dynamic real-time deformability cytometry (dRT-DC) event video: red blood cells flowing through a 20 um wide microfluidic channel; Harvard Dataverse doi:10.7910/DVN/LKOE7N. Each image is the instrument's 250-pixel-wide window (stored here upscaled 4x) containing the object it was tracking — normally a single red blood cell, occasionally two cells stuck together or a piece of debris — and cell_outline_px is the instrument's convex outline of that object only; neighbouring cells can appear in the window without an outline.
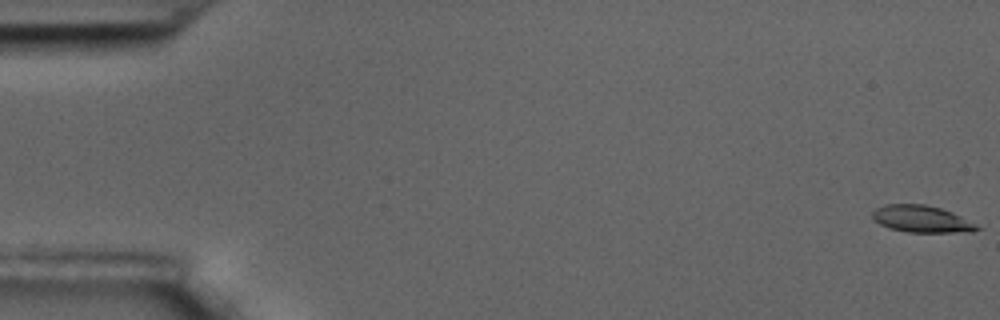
{"species": "common noctule bat (a hibernating species)", "species_latin": "Nyctalus noctula", "temperature_condition": "room temperature", "stored_images_in_passage": 59, "camera_frame_rate_fps": 3000, "um_per_image_px": 0.085, "animal": {"sex": "male", "body_mass_g": 17.5, "forearm_length_mm": 52.3}, "frame": {"image": 1, "passage_image": 1, "time_ms": 0.0, "image_size_px": [1000, 320], "cell_outline_px": [[980, 228], [972, 232], [908, 232], [888, 228], [880, 224], [872, 216], [872, 212], [876, 208], [884, 204], [924, 204], [940, 208], [952, 212], [976, 224]], "centroid_in_image_um": [78.32, 18.61], "position_along_channel_um": 6.7, "area_um2": 16.3}}
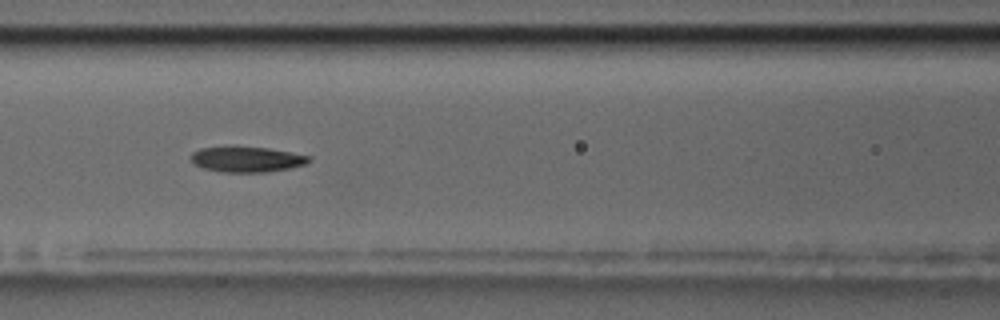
{"frame": {"image": 2, "passage_image": 26, "time_ms": 8.333, "image_size_px": [1000, 320], "cell_outline_px": [[312, 160], [304, 164], [288, 168], [264, 172], [220, 172], [204, 168], [192, 164], [192, 152], [200, 148], [232, 144], [236, 144], [268, 148], [312, 156]], "centroid_in_image_um": [20.93, 13.5], "position_along_channel_um": 145.7, "area_um2": 18.09}}
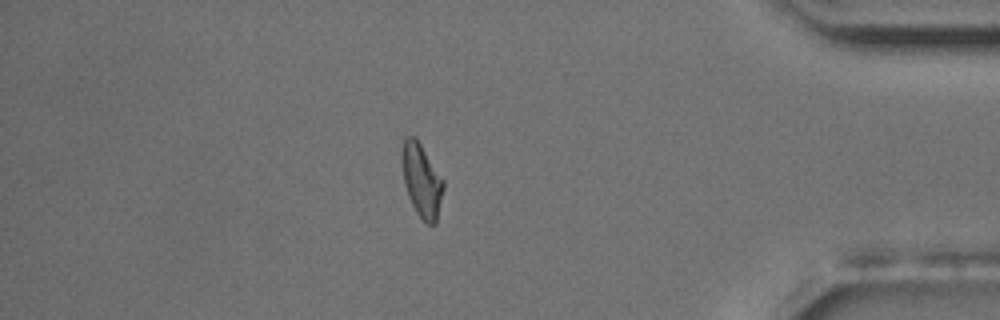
{"frame": {"image": 3, "passage_image": 51, "time_ms": 16.667, "image_size_px": [1000, 320], "cell_outline_px": [[444, 188], [436, 224], [428, 224], [416, 212], [408, 196], [404, 184], [400, 160], [400, 152], [404, 136], [416, 136], [444, 180]], "centroid_in_image_um": [35.81, 15.27], "position_along_channel_um": 399.4, "area_um2": 18.09}, "authors_computed_cell_mechanics": {"area_um2": 17.7446, "velocity_mm_per_s": 3.4784, "shape_relaxation_time_tau1_ms": 10.1366, "shape_relaxation_time_tau2_ms": 7.2505, "deformation_change_tau1": 0.2343, "deformation_change_tau2": 0.1452}}